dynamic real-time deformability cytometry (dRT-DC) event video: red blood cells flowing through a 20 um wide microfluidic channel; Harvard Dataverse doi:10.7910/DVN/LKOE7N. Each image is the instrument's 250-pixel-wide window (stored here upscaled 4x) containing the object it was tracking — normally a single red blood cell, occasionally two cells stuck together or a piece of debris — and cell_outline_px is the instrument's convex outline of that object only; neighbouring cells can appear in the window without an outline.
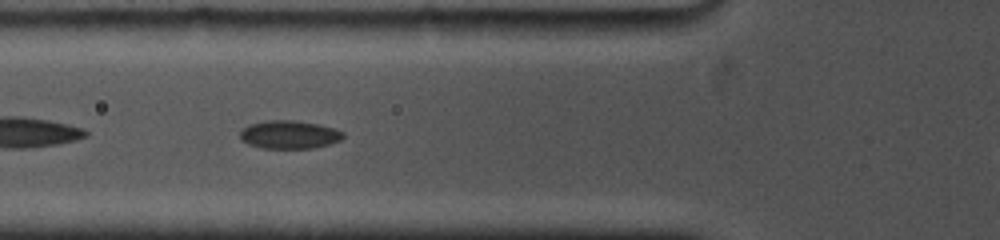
{"species": "common noctule bat (a hibernating species)", "species_latin": "Nyctalus noctula", "temperature_condition": "cold", "stored_images_in_passage": 9, "camera_frame_rate_fps": 5000, "um_per_image_px": 0.085, "animal": {"sex": "female", "body_mass_g": 19.0, "forearm_length_mm": 53.3}, "frame": {"image": 1, "passage_image": 3, "time_ms": 1.0, "image_size_px": [1000, 240], "cell_outline_px": [[344, 136], [340, 140], [328, 144], [312, 148], [260, 148], [248, 144], [240, 140], [240, 132], [248, 124], [268, 120], [296, 120], [320, 124], [344, 132]], "centroid_in_image_um": [24.56, 11.43], "position_along_channel_um": 101.2, "area_um2": 16.99}}
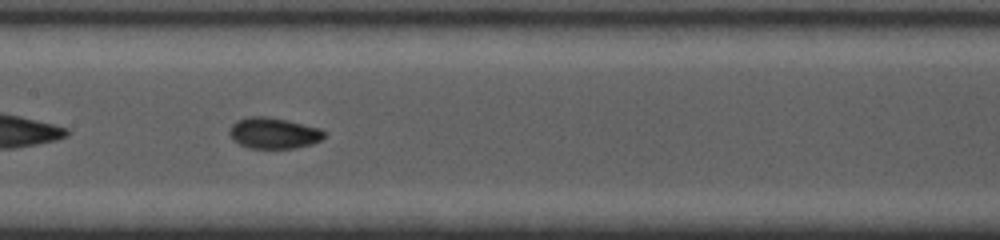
{"frame": {"image": 2, "passage_image": 7, "time_ms": 3.2, "image_size_px": [1000, 240], "cell_outline_px": [[328, 132], [320, 140], [312, 144], [296, 148], [248, 148], [232, 140], [228, 132], [228, 128], [236, 120], [248, 116], [268, 116], [288, 120], [320, 128]], "centroid_in_image_um": [23.24, 11.3], "position_along_channel_um": 184.2, "area_um2": 17.46}}